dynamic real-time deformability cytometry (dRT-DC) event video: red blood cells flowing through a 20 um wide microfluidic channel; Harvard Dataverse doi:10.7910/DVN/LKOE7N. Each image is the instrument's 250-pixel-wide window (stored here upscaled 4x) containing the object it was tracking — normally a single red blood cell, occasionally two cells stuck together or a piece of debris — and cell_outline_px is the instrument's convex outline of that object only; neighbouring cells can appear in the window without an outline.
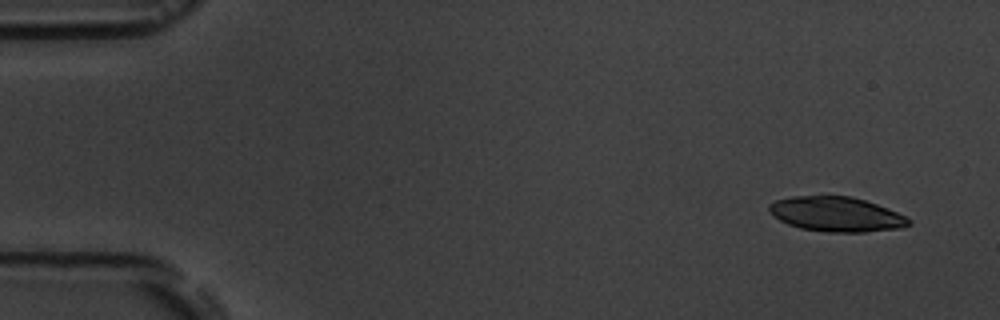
{"species": "common noctule bat (a hibernating species)", "species_latin": "Nyctalus noctula", "temperature_condition": "room temperature", "stored_images_in_passage": 11, "camera_frame_rate_fps": 3000, "um_per_image_px": 0.085, "animal": {"sex": "male", "body_mass_g": 19.5, "forearm_length_mm": 54.6}, "frame": {"image": 1, "passage_image": 1, "time_ms": 0.0, "image_size_px": [1000, 320], "cell_outline_px": [[912, 224], [900, 228], [864, 232], [828, 232], [800, 228], [788, 224], [780, 220], [768, 208], [768, 204], [776, 200], [792, 196], [852, 196], [876, 204], [908, 216], [912, 220]], "centroid_in_image_um": [71.13, 18.21], "position_along_channel_um": 13.9, "area_um2": 28.21}}